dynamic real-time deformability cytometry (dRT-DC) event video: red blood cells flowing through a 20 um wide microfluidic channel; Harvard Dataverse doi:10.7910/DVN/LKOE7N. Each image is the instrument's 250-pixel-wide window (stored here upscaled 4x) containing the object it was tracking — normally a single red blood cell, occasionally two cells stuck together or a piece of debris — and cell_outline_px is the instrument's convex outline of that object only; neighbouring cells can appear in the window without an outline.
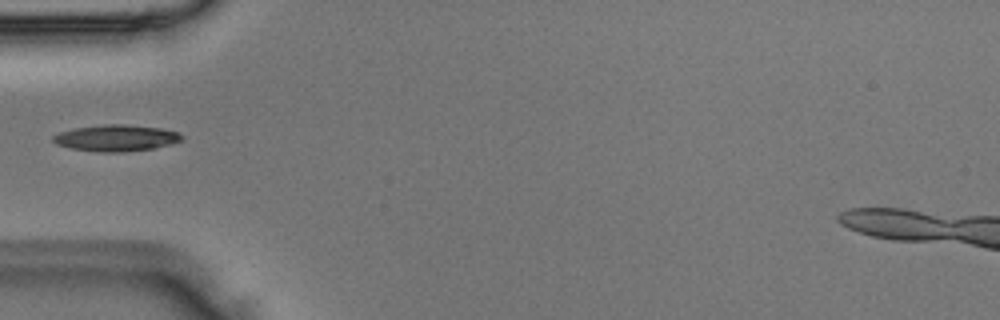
{"species": "Egyptian fruit bat (a non-hibernating species)", "species_latin": "Rousettus aegyptiacus", "temperature_condition": "room temperature", "stored_images_in_passage": 4, "camera_frame_rate_fps": 3000, "um_per_image_px": 0.085, "animal": {"sex": "male"}, "frame": {"image": 1, "passage_image": 4, "time_ms": 1.0, "image_size_px": [1000, 320], "cell_outline_px": [[184, 136], [180, 140], [172, 144], [152, 148], [124, 152], [100, 152], [72, 148], [56, 144], [52, 140], [52, 136], [60, 132], [76, 128], [108, 124], [120, 124], [160, 128], [176, 132]], "centroid_in_image_um": [9.86, 11.73], "position_along_channel_um": 75.1, "area_um2": 19.48}}